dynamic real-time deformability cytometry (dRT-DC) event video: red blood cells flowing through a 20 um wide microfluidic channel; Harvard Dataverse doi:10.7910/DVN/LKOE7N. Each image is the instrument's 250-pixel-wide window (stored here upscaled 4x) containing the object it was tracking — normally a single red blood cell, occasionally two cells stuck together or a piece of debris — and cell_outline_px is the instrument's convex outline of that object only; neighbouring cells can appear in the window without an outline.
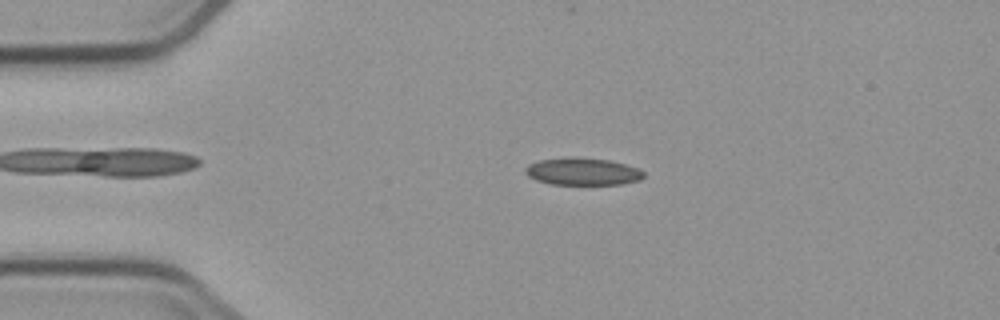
{"species": "common noctule bat (a hibernating species)", "species_latin": "Nyctalus noctula", "temperature_condition": "cold", "stored_images_in_passage": 3, "camera_frame_rate_fps": 3000, "um_per_image_px": 0.085, "animal": {"sex": "male", "body_mass_g": 23.1, "forearm_length_mm": 52.7}, "frame": {"image": 1, "passage_image": 2, "time_ms": 1.0, "image_size_px": [1000, 320], "cell_outline_px": [[644, 176], [640, 180], [620, 184], [552, 184], [536, 180], [528, 176], [524, 172], [524, 168], [528, 164], [540, 160], [568, 156], [572, 156], [608, 160], [624, 164], [636, 168], [644, 172]], "centroid_in_image_um": [49.47, 14.57], "position_along_channel_um": 35.5, "area_um2": 18.84}}